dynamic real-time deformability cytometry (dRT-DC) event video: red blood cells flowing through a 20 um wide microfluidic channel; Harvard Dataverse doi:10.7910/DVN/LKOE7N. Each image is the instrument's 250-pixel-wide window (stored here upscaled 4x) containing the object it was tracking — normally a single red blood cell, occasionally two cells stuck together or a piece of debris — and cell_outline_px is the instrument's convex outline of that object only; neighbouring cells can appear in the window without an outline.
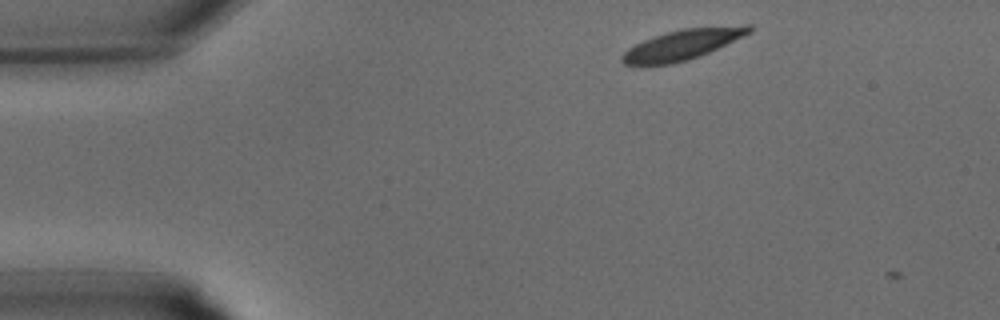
{"species": "common noctule bat (a hibernating species)", "species_latin": "Nyctalus noctula", "temperature_condition": "warm", "stored_images_in_passage": 3, "camera_frame_rate_fps": 3000, "um_per_image_px": 0.085, "animal": {"sex": "male", "body_mass_g": 15.6}, "frame": {"image": 1, "passage_image": 2, "time_ms": 0.333, "image_size_px": [1000, 320], "cell_outline_px": [[752, 32], [700, 56], [688, 60], [672, 64], [624, 64], [620, 60], [620, 56], [628, 48], [652, 36], [680, 28], [744, 24], [752, 24]], "centroid_in_image_um": [58.05, 3.76], "position_along_channel_um": 27.0, "area_um2": 22.54}}